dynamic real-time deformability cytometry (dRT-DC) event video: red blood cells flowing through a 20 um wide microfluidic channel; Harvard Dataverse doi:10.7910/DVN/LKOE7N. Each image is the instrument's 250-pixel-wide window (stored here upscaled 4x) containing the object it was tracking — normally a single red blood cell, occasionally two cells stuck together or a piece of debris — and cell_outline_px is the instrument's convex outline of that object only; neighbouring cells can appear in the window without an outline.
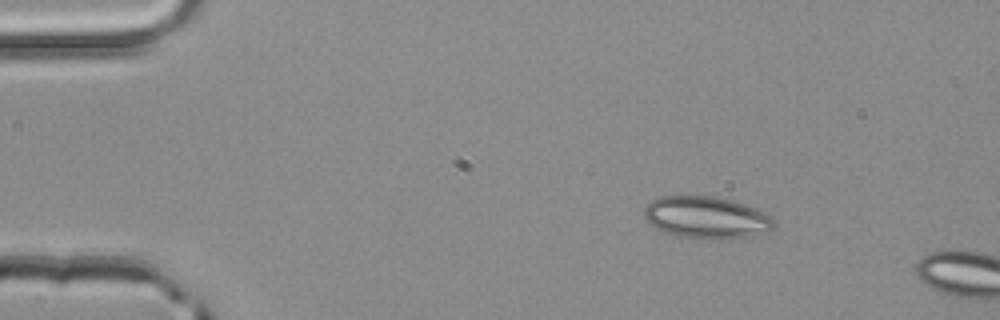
{"species": "common noctule bat (a hibernating species)", "species_latin": "Nyctalus noctula", "temperature_condition": "room temperature", "stored_images_in_passage": 2, "camera_frame_rate_fps": 3000, "um_per_image_px": 0.085, "animal": {"sex": "male", "body_mass_g": 20.4}, "frame": {"image": 1, "passage_image": 1, "time_ms": 0.0, "image_size_px": [1000, 320], "cell_outline_px": [[776, 224], [772, 228], [748, 236], [676, 236], [656, 228], [644, 216], [644, 208], [652, 200], [660, 196], [716, 196], [732, 200], [756, 208], [772, 216]], "centroid_in_image_um": [60.02, 18.42], "position_along_channel_um": 25.0, "area_um2": 30.63}}